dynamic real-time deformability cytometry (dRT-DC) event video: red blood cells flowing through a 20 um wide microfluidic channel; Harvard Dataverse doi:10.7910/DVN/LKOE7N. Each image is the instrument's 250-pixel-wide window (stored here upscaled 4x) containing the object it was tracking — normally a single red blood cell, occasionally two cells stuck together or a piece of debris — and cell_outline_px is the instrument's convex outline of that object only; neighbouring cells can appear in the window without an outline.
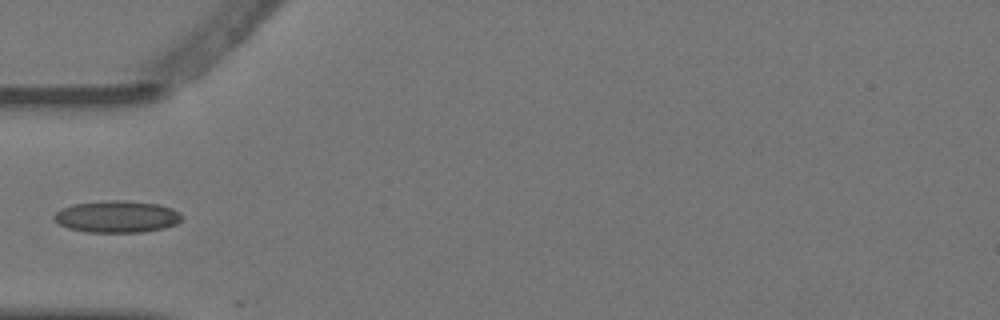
{"species": "Egyptian fruit bat (a non-hibernating species)", "species_latin": "Rousettus aegyptiacus", "temperature_condition": "warm", "stored_images_in_passage": 4, "camera_frame_rate_fps": 3000, "um_per_image_px": 0.085, "animal": {"sex": "female"}, "frame": {"image": 1, "passage_image": 3, "time_ms": 0.667, "image_size_px": [1000, 320], "cell_outline_px": [[184, 216], [176, 224], [164, 228], [140, 232], [88, 232], [68, 228], [60, 224], [52, 216], [60, 208], [72, 204], [108, 200], [120, 200], [156, 204], [172, 208], [180, 212]], "centroid_in_image_um": [9.94, 18.41], "position_along_channel_um": 75.1, "area_um2": 23.7}}
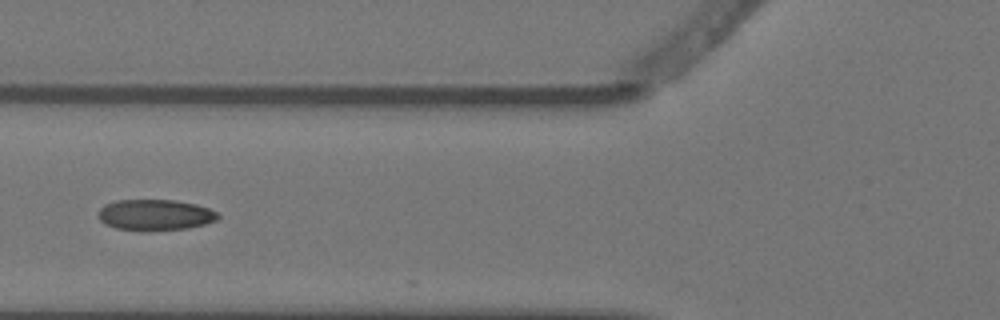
{"frame": {"image": 2, "passage_image": 4, "time_ms": 1.0, "image_size_px": [1000, 320], "cell_outline_px": [[220, 216], [216, 220], [204, 224], [188, 228], [148, 232], [144, 232], [116, 228], [104, 224], [96, 216], [96, 212], [104, 204], [116, 200], [176, 200], [196, 204], [220, 212]], "centroid_in_image_um": [13.15, 18.28], "position_along_channel_um": 112.6, "area_um2": 22.2}}